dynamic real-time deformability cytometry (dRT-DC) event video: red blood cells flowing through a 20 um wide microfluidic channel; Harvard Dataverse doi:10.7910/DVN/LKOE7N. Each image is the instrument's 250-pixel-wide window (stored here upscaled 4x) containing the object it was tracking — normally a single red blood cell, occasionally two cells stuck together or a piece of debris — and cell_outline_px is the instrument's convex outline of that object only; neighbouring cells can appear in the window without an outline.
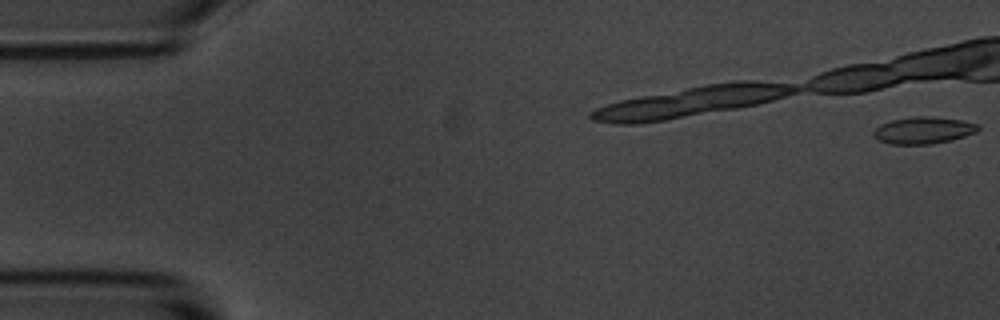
{"species": "common noctule bat (a hibernating species)", "species_latin": "Nyctalus noctula", "temperature_condition": "room temperature", "stored_images_in_passage": 19, "camera_frame_rate_fps": 3000, "um_per_image_px": 0.085, "animal": {"sex": "male", "body_mass_g": 20.1, "forearm_length_mm": 53.5}, "frame": {"image": 1, "passage_image": 1, "time_ms": 0.0, "image_size_px": [1000, 320], "cell_outline_px": [[980, 128], [976, 132], [952, 140], [932, 144], [888, 144], [872, 136], [872, 132], [880, 124], [892, 120], [916, 116], [932, 116], [960, 120], [976, 124]], "centroid_in_image_um": [78.45, 11.08], "position_along_channel_um": 6.5, "area_um2": 16.36}}